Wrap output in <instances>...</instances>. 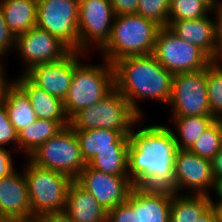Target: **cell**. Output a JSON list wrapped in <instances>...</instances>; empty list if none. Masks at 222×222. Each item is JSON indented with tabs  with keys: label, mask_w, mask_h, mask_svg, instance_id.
Listing matches in <instances>:
<instances>
[{
	"label": "cell",
	"mask_w": 222,
	"mask_h": 222,
	"mask_svg": "<svg viewBox=\"0 0 222 222\" xmlns=\"http://www.w3.org/2000/svg\"><path fill=\"white\" fill-rule=\"evenodd\" d=\"M129 134L128 176L134 187L170 189L178 150L170 127L160 124Z\"/></svg>",
	"instance_id": "cell-1"
},
{
	"label": "cell",
	"mask_w": 222,
	"mask_h": 222,
	"mask_svg": "<svg viewBox=\"0 0 222 222\" xmlns=\"http://www.w3.org/2000/svg\"><path fill=\"white\" fill-rule=\"evenodd\" d=\"M115 88L142 119L140 99H154L168 104L172 93L173 74L153 56L138 55L119 59L114 64Z\"/></svg>",
	"instance_id": "cell-2"
},
{
	"label": "cell",
	"mask_w": 222,
	"mask_h": 222,
	"mask_svg": "<svg viewBox=\"0 0 222 222\" xmlns=\"http://www.w3.org/2000/svg\"><path fill=\"white\" fill-rule=\"evenodd\" d=\"M160 28L155 21L138 14L116 15L110 38L100 54L110 64L127 56L153 54Z\"/></svg>",
	"instance_id": "cell-3"
},
{
	"label": "cell",
	"mask_w": 222,
	"mask_h": 222,
	"mask_svg": "<svg viewBox=\"0 0 222 222\" xmlns=\"http://www.w3.org/2000/svg\"><path fill=\"white\" fill-rule=\"evenodd\" d=\"M80 53L74 51V73L64 108L69 119L78 111L88 108L107 96L115 88V71L113 64L103 59V64H81Z\"/></svg>",
	"instance_id": "cell-4"
},
{
	"label": "cell",
	"mask_w": 222,
	"mask_h": 222,
	"mask_svg": "<svg viewBox=\"0 0 222 222\" xmlns=\"http://www.w3.org/2000/svg\"><path fill=\"white\" fill-rule=\"evenodd\" d=\"M23 168L28 184L32 220L48 213L65 212L70 184L68 175L32 163Z\"/></svg>",
	"instance_id": "cell-5"
},
{
	"label": "cell",
	"mask_w": 222,
	"mask_h": 222,
	"mask_svg": "<svg viewBox=\"0 0 222 222\" xmlns=\"http://www.w3.org/2000/svg\"><path fill=\"white\" fill-rule=\"evenodd\" d=\"M140 120L126 98L114 88L98 103L76 112L69 119V126L73 130L109 129L129 135Z\"/></svg>",
	"instance_id": "cell-6"
},
{
	"label": "cell",
	"mask_w": 222,
	"mask_h": 222,
	"mask_svg": "<svg viewBox=\"0 0 222 222\" xmlns=\"http://www.w3.org/2000/svg\"><path fill=\"white\" fill-rule=\"evenodd\" d=\"M27 158L38 166L61 172L73 180L87 165L75 131L70 126L41 144Z\"/></svg>",
	"instance_id": "cell-7"
},
{
	"label": "cell",
	"mask_w": 222,
	"mask_h": 222,
	"mask_svg": "<svg viewBox=\"0 0 222 222\" xmlns=\"http://www.w3.org/2000/svg\"><path fill=\"white\" fill-rule=\"evenodd\" d=\"M153 56L173 75L199 71L213 62L202 49L184 41L168 26L159 29Z\"/></svg>",
	"instance_id": "cell-8"
},
{
	"label": "cell",
	"mask_w": 222,
	"mask_h": 222,
	"mask_svg": "<svg viewBox=\"0 0 222 222\" xmlns=\"http://www.w3.org/2000/svg\"><path fill=\"white\" fill-rule=\"evenodd\" d=\"M79 0H37L36 27L79 52Z\"/></svg>",
	"instance_id": "cell-9"
},
{
	"label": "cell",
	"mask_w": 222,
	"mask_h": 222,
	"mask_svg": "<svg viewBox=\"0 0 222 222\" xmlns=\"http://www.w3.org/2000/svg\"><path fill=\"white\" fill-rule=\"evenodd\" d=\"M111 0H79V52L102 49L111 35L115 20Z\"/></svg>",
	"instance_id": "cell-10"
},
{
	"label": "cell",
	"mask_w": 222,
	"mask_h": 222,
	"mask_svg": "<svg viewBox=\"0 0 222 222\" xmlns=\"http://www.w3.org/2000/svg\"><path fill=\"white\" fill-rule=\"evenodd\" d=\"M168 105L172 106L173 117L213 116L209 107L206 68L174 74Z\"/></svg>",
	"instance_id": "cell-11"
},
{
	"label": "cell",
	"mask_w": 222,
	"mask_h": 222,
	"mask_svg": "<svg viewBox=\"0 0 222 222\" xmlns=\"http://www.w3.org/2000/svg\"><path fill=\"white\" fill-rule=\"evenodd\" d=\"M213 185L211 161L188 149H178L175 155L174 185L170 190L174 193H180L186 188V190H193V192L189 191L188 193L185 191L186 194L209 196V190L213 188Z\"/></svg>",
	"instance_id": "cell-12"
},
{
	"label": "cell",
	"mask_w": 222,
	"mask_h": 222,
	"mask_svg": "<svg viewBox=\"0 0 222 222\" xmlns=\"http://www.w3.org/2000/svg\"><path fill=\"white\" fill-rule=\"evenodd\" d=\"M15 49L26 66L22 74L37 64L61 60L71 52L57 37L36 26L16 36Z\"/></svg>",
	"instance_id": "cell-13"
},
{
	"label": "cell",
	"mask_w": 222,
	"mask_h": 222,
	"mask_svg": "<svg viewBox=\"0 0 222 222\" xmlns=\"http://www.w3.org/2000/svg\"><path fill=\"white\" fill-rule=\"evenodd\" d=\"M75 181L107 211L125 202L133 187L129 176L106 174L88 165L79 173Z\"/></svg>",
	"instance_id": "cell-14"
},
{
	"label": "cell",
	"mask_w": 222,
	"mask_h": 222,
	"mask_svg": "<svg viewBox=\"0 0 222 222\" xmlns=\"http://www.w3.org/2000/svg\"><path fill=\"white\" fill-rule=\"evenodd\" d=\"M22 173L14 170L0 178V218L3 221L32 220L28 184Z\"/></svg>",
	"instance_id": "cell-15"
},
{
	"label": "cell",
	"mask_w": 222,
	"mask_h": 222,
	"mask_svg": "<svg viewBox=\"0 0 222 222\" xmlns=\"http://www.w3.org/2000/svg\"><path fill=\"white\" fill-rule=\"evenodd\" d=\"M74 73V51L63 59L37 64L24 75L36 86L61 100L67 96Z\"/></svg>",
	"instance_id": "cell-16"
},
{
	"label": "cell",
	"mask_w": 222,
	"mask_h": 222,
	"mask_svg": "<svg viewBox=\"0 0 222 222\" xmlns=\"http://www.w3.org/2000/svg\"><path fill=\"white\" fill-rule=\"evenodd\" d=\"M170 189L132 187V209L137 222H169Z\"/></svg>",
	"instance_id": "cell-17"
},
{
	"label": "cell",
	"mask_w": 222,
	"mask_h": 222,
	"mask_svg": "<svg viewBox=\"0 0 222 222\" xmlns=\"http://www.w3.org/2000/svg\"><path fill=\"white\" fill-rule=\"evenodd\" d=\"M208 15L199 19L168 20V27L184 41L202 49L216 61V20Z\"/></svg>",
	"instance_id": "cell-18"
},
{
	"label": "cell",
	"mask_w": 222,
	"mask_h": 222,
	"mask_svg": "<svg viewBox=\"0 0 222 222\" xmlns=\"http://www.w3.org/2000/svg\"><path fill=\"white\" fill-rule=\"evenodd\" d=\"M83 160L88 164L100 151L128 150L129 135L109 129L74 130Z\"/></svg>",
	"instance_id": "cell-19"
},
{
	"label": "cell",
	"mask_w": 222,
	"mask_h": 222,
	"mask_svg": "<svg viewBox=\"0 0 222 222\" xmlns=\"http://www.w3.org/2000/svg\"><path fill=\"white\" fill-rule=\"evenodd\" d=\"M65 213L74 222H107L108 211L75 180L70 184Z\"/></svg>",
	"instance_id": "cell-20"
},
{
	"label": "cell",
	"mask_w": 222,
	"mask_h": 222,
	"mask_svg": "<svg viewBox=\"0 0 222 222\" xmlns=\"http://www.w3.org/2000/svg\"><path fill=\"white\" fill-rule=\"evenodd\" d=\"M14 82L27 94L37 118L69 120L63 100L34 85L24 74H21Z\"/></svg>",
	"instance_id": "cell-21"
},
{
	"label": "cell",
	"mask_w": 222,
	"mask_h": 222,
	"mask_svg": "<svg viewBox=\"0 0 222 222\" xmlns=\"http://www.w3.org/2000/svg\"><path fill=\"white\" fill-rule=\"evenodd\" d=\"M9 30L18 36L36 26L37 0H0Z\"/></svg>",
	"instance_id": "cell-22"
},
{
	"label": "cell",
	"mask_w": 222,
	"mask_h": 222,
	"mask_svg": "<svg viewBox=\"0 0 222 222\" xmlns=\"http://www.w3.org/2000/svg\"><path fill=\"white\" fill-rule=\"evenodd\" d=\"M69 126V120L37 119L18 133V150L27 157L41 144L55 136L64 127Z\"/></svg>",
	"instance_id": "cell-23"
},
{
	"label": "cell",
	"mask_w": 222,
	"mask_h": 222,
	"mask_svg": "<svg viewBox=\"0 0 222 222\" xmlns=\"http://www.w3.org/2000/svg\"><path fill=\"white\" fill-rule=\"evenodd\" d=\"M1 103L17 133L38 119L27 94L15 82L7 89Z\"/></svg>",
	"instance_id": "cell-24"
},
{
	"label": "cell",
	"mask_w": 222,
	"mask_h": 222,
	"mask_svg": "<svg viewBox=\"0 0 222 222\" xmlns=\"http://www.w3.org/2000/svg\"><path fill=\"white\" fill-rule=\"evenodd\" d=\"M211 206L208 195L172 192L169 222H196Z\"/></svg>",
	"instance_id": "cell-25"
},
{
	"label": "cell",
	"mask_w": 222,
	"mask_h": 222,
	"mask_svg": "<svg viewBox=\"0 0 222 222\" xmlns=\"http://www.w3.org/2000/svg\"><path fill=\"white\" fill-rule=\"evenodd\" d=\"M172 121L177 129V133L173 131L177 148L189 149L215 122V118L213 116H184L172 117Z\"/></svg>",
	"instance_id": "cell-26"
},
{
	"label": "cell",
	"mask_w": 222,
	"mask_h": 222,
	"mask_svg": "<svg viewBox=\"0 0 222 222\" xmlns=\"http://www.w3.org/2000/svg\"><path fill=\"white\" fill-rule=\"evenodd\" d=\"M87 165L106 174L128 176V150L100 151Z\"/></svg>",
	"instance_id": "cell-27"
},
{
	"label": "cell",
	"mask_w": 222,
	"mask_h": 222,
	"mask_svg": "<svg viewBox=\"0 0 222 222\" xmlns=\"http://www.w3.org/2000/svg\"><path fill=\"white\" fill-rule=\"evenodd\" d=\"M213 61L206 68L209 107L214 118L222 116V63Z\"/></svg>",
	"instance_id": "cell-28"
},
{
	"label": "cell",
	"mask_w": 222,
	"mask_h": 222,
	"mask_svg": "<svg viewBox=\"0 0 222 222\" xmlns=\"http://www.w3.org/2000/svg\"><path fill=\"white\" fill-rule=\"evenodd\" d=\"M209 12L213 13V9L201 0H171L169 10V20H187L199 19Z\"/></svg>",
	"instance_id": "cell-29"
},
{
	"label": "cell",
	"mask_w": 222,
	"mask_h": 222,
	"mask_svg": "<svg viewBox=\"0 0 222 222\" xmlns=\"http://www.w3.org/2000/svg\"><path fill=\"white\" fill-rule=\"evenodd\" d=\"M221 149L220 133L214 122L188 150L211 161Z\"/></svg>",
	"instance_id": "cell-30"
},
{
	"label": "cell",
	"mask_w": 222,
	"mask_h": 222,
	"mask_svg": "<svg viewBox=\"0 0 222 222\" xmlns=\"http://www.w3.org/2000/svg\"><path fill=\"white\" fill-rule=\"evenodd\" d=\"M171 0H139L136 14L155 21L161 27L168 26Z\"/></svg>",
	"instance_id": "cell-31"
},
{
	"label": "cell",
	"mask_w": 222,
	"mask_h": 222,
	"mask_svg": "<svg viewBox=\"0 0 222 222\" xmlns=\"http://www.w3.org/2000/svg\"><path fill=\"white\" fill-rule=\"evenodd\" d=\"M107 222H137L132 209V189L125 202L108 211Z\"/></svg>",
	"instance_id": "cell-32"
},
{
	"label": "cell",
	"mask_w": 222,
	"mask_h": 222,
	"mask_svg": "<svg viewBox=\"0 0 222 222\" xmlns=\"http://www.w3.org/2000/svg\"><path fill=\"white\" fill-rule=\"evenodd\" d=\"M9 143L16 144L18 147V133L9 120L5 106L0 103V147L7 144L9 146Z\"/></svg>",
	"instance_id": "cell-33"
},
{
	"label": "cell",
	"mask_w": 222,
	"mask_h": 222,
	"mask_svg": "<svg viewBox=\"0 0 222 222\" xmlns=\"http://www.w3.org/2000/svg\"><path fill=\"white\" fill-rule=\"evenodd\" d=\"M16 36L9 30L0 7V57L6 56L12 47L15 48ZM7 52V53H6Z\"/></svg>",
	"instance_id": "cell-34"
},
{
	"label": "cell",
	"mask_w": 222,
	"mask_h": 222,
	"mask_svg": "<svg viewBox=\"0 0 222 222\" xmlns=\"http://www.w3.org/2000/svg\"><path fill=\"white\" fill-rule=\"evenodd\" d=\"M216 19V61H222V2L213 9Z\"/></svg>",
	"instance_id": "cell-35"
},
{
	"label": "cell",
	"mask_w": 222,
	"mask_h": 222,
	"mask_svg": "<svg viewBox=\"0 0 222 222\" xmlns=\"http://www.w3.org/2000/svg\"><path fill=\"white\" fill-rule=\"evenodd\" d=\"M139 0H111L115 15L136 14Z\"/></svg>",
	"instance_id": "cell-36"
},
{
	"label": "cell",
	"mask_w": 222,
	"mask_h": 222,
	"mask_svg": "<svg viewBox=\"0 0 222 222\" xmlns=\"http://www.w3.org/2000/svg\"><path fill=\"white\" fill-rule=\"evenodd\" d=\"M13 162L11 151L5 147H0V178L8 176L16 169Z\"/></svg>",
	"instance_id": "cell-37"
},
{
	"label": "cell",
	"mask_w": 222,
	"mask_h": 222,
	"mask_svg": "<svg viewBox=\"0 0 222 222\" xmlns=\"http://www.w3.org/2000/svg\"><path fill=\"white\" fill-rule=\"evenodd\" d=\"M38 220L40 222H74L65 212L44 214Z\"/></svg>",
	"instance_id": "cell-38"
},
{
	"label": "cell",
	"mask_w": 222,
	"mask_h": 222,
	"mask_svg": "<svg viewBox=\"0 0 222 222\" xmlns=\"http://www.w3.org/2000/svg\"><path fill=\"white\" fill-rule=\"evenodd\" d=\"M0 103L3 101L6 93H7V89L13 84L14 82V79L13 81H11V83H9V81L7 80L8 77H5L6 74H5V70H4V67H3V62L2 61V57H0Z\"/></svg>",
	"instance_id": "cell-39"
},
{
	"label": "cell",
	"mask_w": 222,
	"mask_h": 222,
	"mask_svg": "<svg viewBox=\"0 0 222 222\" xmlns=\"http://www.w3.org/2000/svg\"><path fill=\"white\" fill-rule=\"evenodd\" d=\"M196 222H221L218 209L211 206Z\"/></svg>",
	"instance_id": "cell-40"
},
{
	"label": "cell",
	"mask_w": 222,
	"mask_h": 222,
	"mask_svg": "<svg viewBox=\"0 0 222 222\" xmlns=\"http://www.w3.org/2000/svg\"><path fill=\"white\" fill-rule=\"evenodd\" d=\"M211 165L214 179L222 177V149L212 158Z\"/></svg>",
	"instance_id": "cell-41"
},
{
	"label": "cell",
	"mask_w": 222,
	"mask_h": 222,
	"mask_svg": "<svg viewBox=\"0 0 222 222\" xmlns=\"http://www.w3.org/2000/svg\"><path fill=\"white\" fill-rule=\"evenodd\" d=\"M212 189L215 191L218 200L215 203L209 195L210 202L213 207L217 208L220 204H222V177H217L214 179V185Z\"/></svg>",
	"instance_id": "cell-42"
},
{
	"label": "cell",
	"mask_w": 222,
	"mask_h": 222,
	"mask_svg": "<svg viewBox=\"0 0 222 222\" xmlns=\"http://www.w3.org/2000/svg\"><path fill=\"white\" fill-rule=\"evenodd\" d=\"M215 122L217 124L219 133H220V141H221V148H222V116L215 118Z\"/></svg>",
	"instance_id": "cell-43"
},
{
	"label": "cell",
	"mask_w": 222,
	"mask_h": 222,
	"mask_svg": "<svg viewBox=\"0 0 222 222\" xmlns=\"http://www.w3.org/2000/svg\"><path fill=\"white\" fill-rule=\"evenodd\" d=\"M201 1H205L212 9H214V7L219 2L218 0H201Z\"/></svg>",
	"instance_id": "cell-44"
},
{
	"label": "cell",
	"mask_w": 222,
	"mask_h": 222,
	"mask_svg": "<svg viewBox=\"0 0 222 222\" xmlns=\"http://www.w3.org/2000/svg\"><path fill=\"white\" fill-rule=\"evenodd\" d=\"M218 211H219V215H220V219H221V222H222V204H220L218 207H217Z\"/></svg>",
	"instance_id": "cell-45"
},
{
	"label": "cell",
	"mask_w": 222,
	"mask_h": 222,
	"mask_svg": "<svg viewBox=\"0 0 222 222\" xmlns=\"http://www.w3.org/2000/svg\"><path fill=\"white\" fill-rule=\"evenodd\" d=\"M22 222H40L38 219H33V220H26V221H22Z\"/></svg>",
	"instance_id": "cell-46"
}]
</instances>
